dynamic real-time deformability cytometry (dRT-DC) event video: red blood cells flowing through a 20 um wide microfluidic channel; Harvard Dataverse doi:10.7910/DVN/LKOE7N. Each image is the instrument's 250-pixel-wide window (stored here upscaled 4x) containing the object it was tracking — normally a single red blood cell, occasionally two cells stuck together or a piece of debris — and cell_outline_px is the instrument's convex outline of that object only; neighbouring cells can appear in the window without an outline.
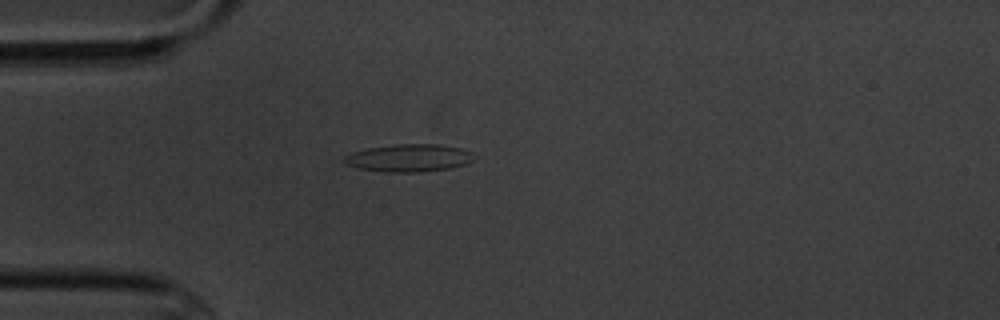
{"species": "common noctule bat (a hibernating species)", "species_latin": "Nyctalus noctula", "temperature_condition": "cold", "stored_images_in_passage": 1, "camera_frame_rate_fps": 3000, "um_per_image_px": 0.085, "animal": {"sex": "male", "body_mass_g": 20.1, "forearm_length_mm": 53.5}, "frame": {"image": 1, "passage_image": 1, "time_ms": 0.0, "image_size_px": [1000, 320], "cell_outline_px": [[476, 156], [468, 164], [448, 168], [416, 172], [384, 172], [356, 168], [344, 164], [344, 156], [352, 152], [368, 148], [396, 144], [440, 144], [460, 148], [472, 152]], "centroid_in_image_um": [34.75, 13.42], "position_along_channel_um": 50.3, "area_um2": 20.98}}